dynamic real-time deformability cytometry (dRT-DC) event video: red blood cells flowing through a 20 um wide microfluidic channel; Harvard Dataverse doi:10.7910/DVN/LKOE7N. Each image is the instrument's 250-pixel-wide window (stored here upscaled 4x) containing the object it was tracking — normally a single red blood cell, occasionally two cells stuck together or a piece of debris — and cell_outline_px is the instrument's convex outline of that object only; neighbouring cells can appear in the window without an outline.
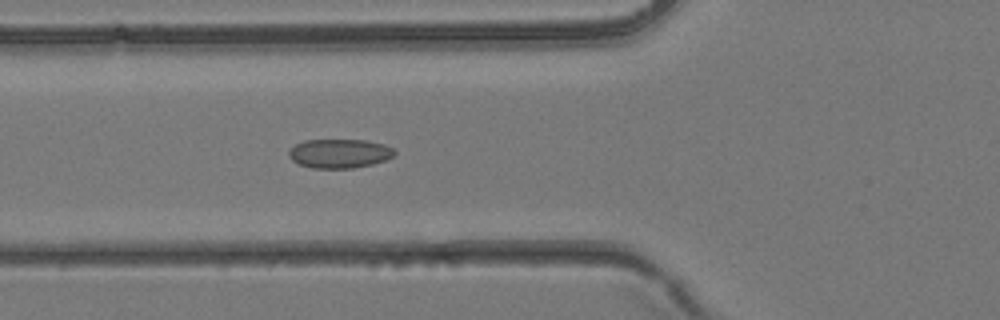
{"species": "common noctule bat (a hibernating species)", "species_latin": "Nyctalus noctula", "temperature_condition": "room temperature", "stored_images_in_passage": 27, "camera_frame_rate_fps": 3000, "um_per_image_px": 0.085, "animal": {"sex": "female", "body_mass_g": 24.6, "forearm_length_mm": 56.2}, "frame": {"image": 1, "passage_image": 3, "time_ms": 0.667, "image_size_px": [1000, 320], "cell_outline_px": [[396, 152], [392, 156], [384, 160], [372, 164], [352, 168], [312, 168], [300, 164], [292, 160], [288, 156], [288, 152], [296, 144], [304, 140], [364, 140], [384, 144], [392, 148]], "centroid_in_image_um": [28.84, 13.04], "position_along_channel_um": 97.0, "area_um2": 17.74}}
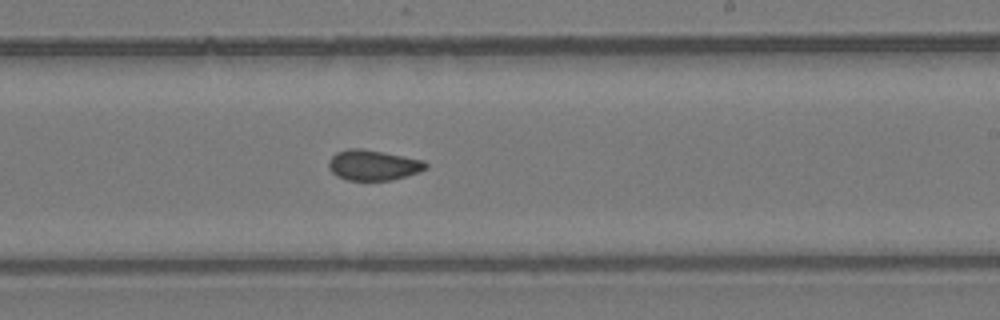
{"frame": {"image": 2, "passage_image": 12, "time_ms": 3.667, "image_size_px": [1000, 320], "cell_outline_px": [[428, 168], [420, 172], [388, 180], [348, 180], [336, 176], [328, 168], [328, 160], [336, 152], [348, 148], [360, 148], [384, 152], [424, 160], [428, 164]], "centroid_in_image_um": [31.71, 14.02], "position_along_channel_um": 257.3, "area_um2": 17.28}}
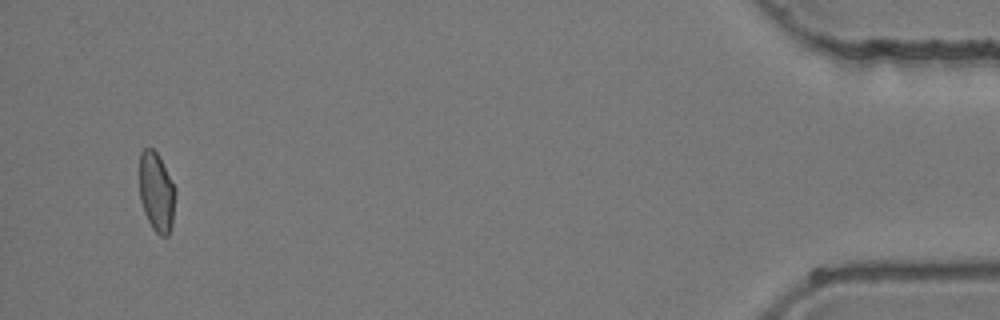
{"frame": {"image": 3, "passage_image": 26, "time_ms": 8.333, "image_size_px": [1000, 320], "cell_outline_px": [[176, 196], [172, 224], [168, 236], [160, 236], [152, 228], [144, 212], [140, 200], [140, 152], [144, 148], [152, 148], [156, 152], [176, 188]], "centroid_in_image_um": [13.31, 16.35], "position_along_channel_um": 421.9, "area_um2": 16.65}}